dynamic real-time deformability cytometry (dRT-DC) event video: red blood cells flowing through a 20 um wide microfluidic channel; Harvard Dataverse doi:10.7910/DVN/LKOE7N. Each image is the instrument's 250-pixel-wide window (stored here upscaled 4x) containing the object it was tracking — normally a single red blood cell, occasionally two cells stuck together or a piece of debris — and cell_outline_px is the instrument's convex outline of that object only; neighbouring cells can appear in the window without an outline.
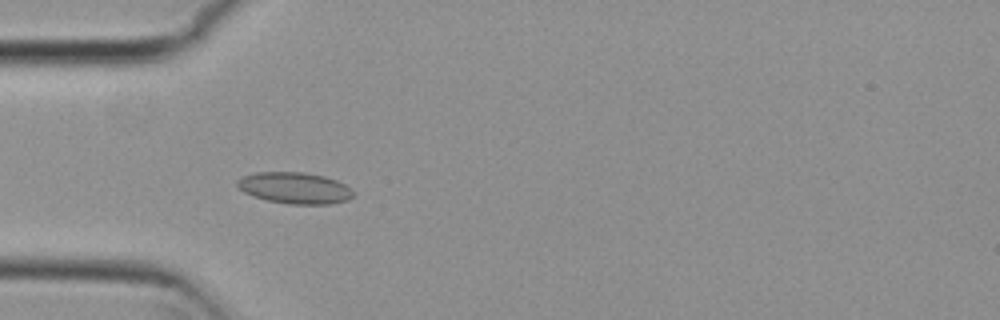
{"species": "common noctule bat (a hibernating species)", "species_latin": "Nyctalus noctula", "temperature_condition": "cold", "stored_images_in_passage": 8, "camera_frame_rate_fps": 3000, "um_per_image_px": 0.085, "animal": {"sex": "female", "body_mass_g": 29.2, "forearm_length_mm": 56.3}, "frame": {"image": 1, "passage_image": 4, "time_ms": 1.0, "image_size_px": [1000, 320], "cell_outline_px": [[356, 192], [348, 200], [332, 204], [288, 204], [268, 200], [252, 196], [244, 192], [236, 184], [236, 180], [244, 176], [256, 172], [304, 172], [324, 176], [336, 180], [352, 188]], "centroid_in_image_um": [25.08, 15.98], "position_along_channel_um": 59.9, "area_um2": 21.33}}
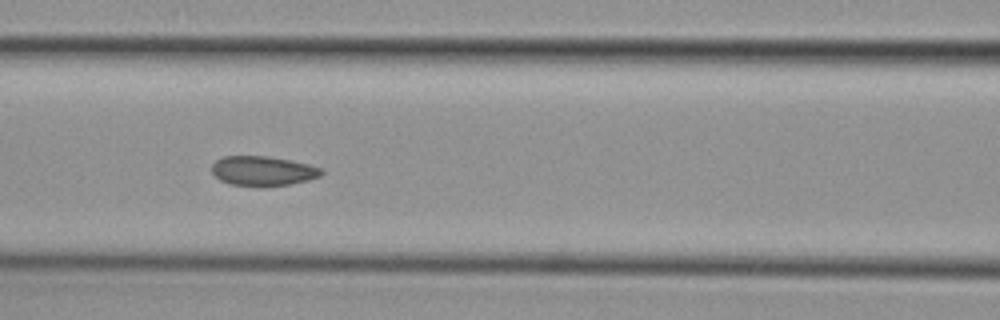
{"frame": {"image": 2, "passage_image": 6, "time_ms": 1.667, "image_size_px": [1000, 320], "cell_outline_px": [[324, 172], [320, 176], [308, 180], [288, 184], [260, 188], [256, 188], [228, 184], [220, 180], [212, 172], [212, 164], [216, 160], [224, 156], [268, 156], [308, 164], [324, 168]], "centroid_in_image_um": [22.34, 14.55], "position_along_channel_um": 144.3, "area_um2": 19.31}}
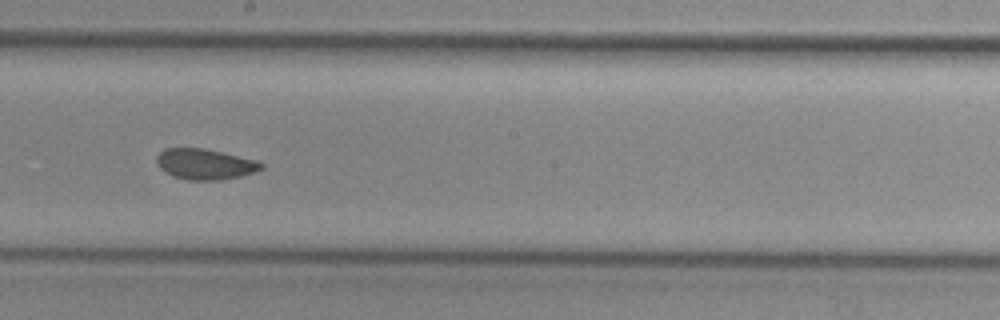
{"frame": {"image": 3, "passage_image": 8, "time_ms": 2.333, "image_size_px": [1000, 320], "cell_outline_px": [[264, 168], [240, 176], [220, 180], [188, 180], [172, 176], [160, 168], [156, 160], [156, 156], [164, 148], [204, 148], [256, 160], [264, 164]], "centroid_in_image_um": [17.4, 13.95], "position_along_channel_um": 230.8, "area_um2": 18.61}}